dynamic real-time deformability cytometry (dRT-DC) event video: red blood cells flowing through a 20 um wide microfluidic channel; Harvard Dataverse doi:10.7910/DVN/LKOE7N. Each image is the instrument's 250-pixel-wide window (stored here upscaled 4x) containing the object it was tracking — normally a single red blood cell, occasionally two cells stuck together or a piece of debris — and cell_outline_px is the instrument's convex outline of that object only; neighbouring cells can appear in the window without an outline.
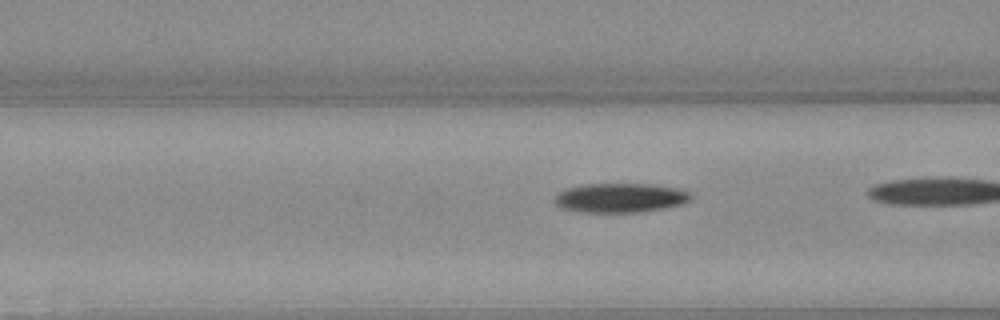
{"species": "Egyptian fruit bat (a non-hibernating species)", "species_latin": "Rousettus aegyptiacus", "temperature_condition": "warm", "stored_images_in_passage": 10, "camera_frame_rate_fps": 3000, "um_per_image_px": 0.085, "animal": {"sex": "female"}, "frame": {"image": 1, "passage_image": 6, "time_ms": 1.667, "image_size_px": [1000, 320], "cell_outline_px": [[692, 196], [688, 200], [680, 204], [644, 212], [580, 212], [560, 208], [556, 204], [556, 196], [560, 192], [568, 188], [588, 184], [652, 184], [676, 188], [692, 192]], "centroid_in_image_um": [52.74, 16.82], "position_along_channel_um": 113.9, "area_um2": 23.06}}